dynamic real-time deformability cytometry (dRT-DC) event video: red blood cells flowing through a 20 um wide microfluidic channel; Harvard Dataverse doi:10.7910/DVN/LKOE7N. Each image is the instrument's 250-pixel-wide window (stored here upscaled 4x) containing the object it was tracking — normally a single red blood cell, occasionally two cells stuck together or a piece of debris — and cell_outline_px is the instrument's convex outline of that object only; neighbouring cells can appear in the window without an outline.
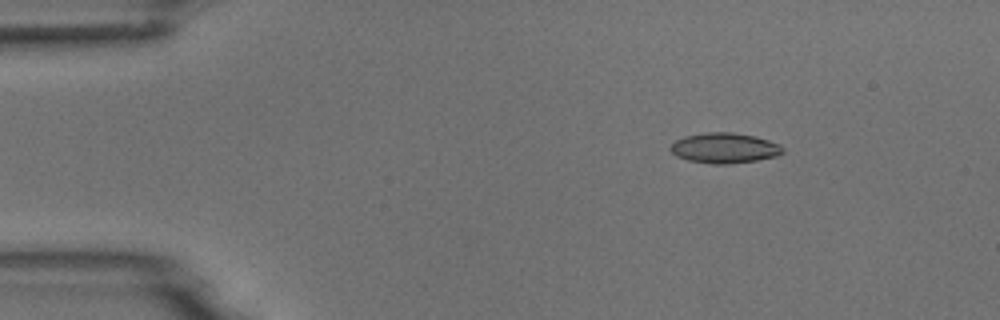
{"species": "common noctule bat (a hibernating species)", "species_latin": "Nyctalus noctula", "temperature_condition": "room temperature", "stored_images_in_passage": 5, "camera_frame_rate_fps": 3000, "um_per_image_px": 0.085, "animal": {"sex": "male", "body_mass_g": 18.8}, "frame": {"image": 1, "passage_image": 3, "time_ms": 2.0, "image_size_px": [1000, 320], "cell_outline_px": [[784, 152], [776, 156], [756, 160], [728, 164], [712, 164], [688, 160], [676, 156], [668, 148], [676, 140], [684, 136], [704, 132], [732, 132], [756, 136], [780, 144], [784, 148]], "centroid_in_image_um": [61.58, 12.57], "position_along_channel_um": 23.4, "area_um2": 19.94}}